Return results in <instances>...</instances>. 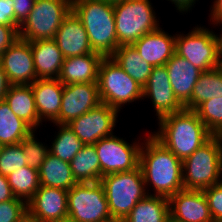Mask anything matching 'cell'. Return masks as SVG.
I'll use <instances>...</instances> for the list:
<instances>
[{"instance_id":"83f0119b","label":"cell","mask_w":222,"mask_h":222,"mask_svg":"<svg viewBox=\"0 0 222 222\" xmlns=\"http://www.w3.org/2000/svg\"><path fill=\"white\" fill-rule=\"evenodd\" d=\"M169 215V198L147 195L136 203L123 222H165Z\"/></svg>"},{"instance_id":"8fae6325","label":"cell","mask_w":222,"mask_h":222,"mask_svg":"<svg viewBox=\"0 0 222 222\" xmlns=\"http://www.w3.org/2000/svg\"><path fill=\"white\" fill-rule=\"evenodd\" d=\"M135 141L130 144L123 138L112 135L94 144L103 176L116 172H128L139 167L140 149L143 142Z\"/></svg>"},{"instance_id":"5bb4252c","label":"cell","mask_w":222,"mask_h":222,"mask_svg":"<svg viewBox=\"0 0 222 222\" xmlns=\"http://www.w3.org/2000/svg\"><path fill=\"white\" fill-rule=\"evenodd\" d=\"M0 64L11 85H30L38 79L29 41L18 38L3 52Z\"/></svg>"},{"instance_id":"30bf717a","label":"cell","mask_w":222,"mask_h":222,"mask_svg":"<svg viewBox=\"0 0 222 222\" xmlns=\"http://www.w3.org/2000/svg\"><path fill=\"white\" fill-rule=\"evenodd\" d=\"M68 219L73 222L113 220L101 182L76 183L67 195Z\"/></svg>"},{"instance_id":"8992f818","label":"cell","mask_w":222,"mask_h":222,"mask_svg":"<svg viewBox=\"0 0 222 222\" xmlns=\"http://www.w3.org/2000/svg\"><path fill=\"white\" fill-rule=\"evenodd\" d=\"M118 47L132 45L160 28L150 0H120L113 3Z\"/></svg>"},{"instance_id":"f546056e","label":"cell","mask_w":222,"mask_h":222,"mask_svg":"<svg viewBox=\"0 0 222 222\" xmlns=\"http://www.w3.org/2000/svg\"><path fill=\"white\" fill-rule=\"evenodd\" d=\"M33 129L17 117L4 100L0 101V144L14 145L20 143Z\"/></svg>"},{"instance_id":"cb8c5ba5","label":"cell","mask_w":222,"mask_h":222,"mask_svg":"<svg viewBox=\"0 0 222 222\" xmlns=\"http://www.w3.org/2000/svg\"><path fill=\"white\" fill-rule=\"evenodd\" d=\"M5 101L12 112L26 122L33 130L42 122L39 119L31 85H11L5 95Z\"/></svg>"},{"instance_id":"836d02e7","label":"cell","mask_w":222,"mask_h":222,"mask_svg":"<svg viewBox=\"0 0 222 222\" xmlns=\"http://www.w3.org/2000/svg\"><path fill=\"white\" fill-rule=\"evenodd\" d=\"M35 133V130H33L20 144L22 145L27 165L39 170L49 153V147L38 141Z\"/></svg>"},{"instance_id":"7a4b0ae2","label":"cell","mask_w":222,"mask_h":222,"mask_svg":"<svg viewBox=\"0 0 222 222\" xmlns=\"http://www.w3.org/2000/svg\"><path fill=\"white\" fill-rule=\"evenodd\" d=\"M158 121V131L150 133L182 161L213 136L194 110L184 108Z\"/></svg>"},{"instance_id":"8d00e7d4","label":"cell","mask_w":222,"mask_h":222,"mask_svg":"<svg viewBox=\"0 0 222 222\" xmlns=\"http://www.w3.org/2000/svg\"><path fill=\"white\" fill-rule=\"evenodd\" d=\"M214 222H222V182L203 190Z\"/></svg>"},{"instance_id":"2e32d148","label":"cell","mask_w":222,"mask_h":222,"mask_svg":"<svg viewBox=\"0 0 222 222\" xmlns=\"http://www.w3.org/2000/svg\"><path fill=\"white\" fill-rule=\"evenodd\" d=\"M144 98L151 99L157 120L184 109L174 95L165 65L153 67L143 87V100Z\"/></svg>"},{"instance_id":"ac0fdd59","label":"cell","mask_w":222,"mask_h":222,"mask_svg":"<svg viewBox=\"0 0 222 222\" xmlns=\"http://www.w3.org/2000/svg\"><path fill=\"white\" fill-rule=\"evenodd\" d=\"M54 40L64 58L93 53L87 32L73 11L63 19Z\"/></svg>"},{"instance_id":"7dc6e473","label":"cell","mask_w":222,"mask_h":222,"mask_svg":"<svg viewBox=\"0 0 222 222\" xmlns=\"http://www.w3.org/2000/svg\"><path fill=\"white\" fill-rule=\"evenodd\" d=\"M165 222H181V221H178V220L174 219L171 215H169L166 218Z\"/></svg>"},{"instance_id":"e0dca14e","label":"cell","mask_w":222,"mask_h":222,"mask_svg":"<svg viewBox=\"0 0 222 222\" xmlns=\"http://www.w3.org/2000/svg\"><path fill=\"white\" fill-rule=\"evenodd\" d=\"M170 215L181 222H214L201 190L183 189L169 198Z\"/></svg>"},{"instance_id":"816d5d0a","label":"cell","mask_w":222,"mask_h":222,"mask_svg":"<svg viewBox=\"0 0 222 222\" xmlns=\"http://www.w3.org/2000/svg\"><path fill=\"white\" fill-rule=\"evenodd\" d=\"M107 222H123V221H119V220H109Z\"/></svg>"},{"instance_id":"f1b7e54d","label":"cell","mask_w":222,"mask_h":222,"mask_svg":"<svg viewBox=\"0 0 222 222\" xmlns=\"http://www.w3.org/2000/svg\"><path fill=\"white\" fill-rule=\"evenodd\" d=\"M219 97H222V69L220 67L201 73L193 88L191 99L184 108L195 110L204 101Z\"/></svg>"},{"instance_id":"d6a6232c","label":"cell","mask_w":222,"mask_h":222,"mask_svg":"<svg viewBox=\"0 0 222 222\" xmlns=\"http://www.w3.org/2000/svg\"><path fill=\"white\" fill-rule=\"evenodd\" d=\"M194 111L213 135L222 136V97L206 100Z\"/></svg>"},{"instance_id":"4fadbf2b","label":"cell","mask_w":222,"mask_h":222,"mask_svg":"<svg viewBox=\"0 0 222 222\" xmlns=\"http://www.w3.org/2000/svg\"><path fill=\"white\" fill-rule=\"evenodd\" d=\"M100 103L97 82L64 85L59 117L53 124H68Z\"/></svg>"},{"instance_id":"f6af8a7d","label":"cell","mask_w":222,"mask_h":222,"mask_svg":"<svg viewBox=\"0 0 222 222\" xmlns=\"http://www.w3.org/2000/svg\"><path fill=\"white\" fill-rule=\"evenodd\" d=\"M218 24H219V26H220V25L222 26V17L219 18V19L214 23V25H216V26H218ZM221 31H222V30H221ZM216 37H217V40H218V44H219L220 51H222V32H221L220 35H219V34H216Z\"/></svg>"},{"instance_id":"9c48e42d","label":"cell","mask_w":222,"mask_h":222,"mask_svg":"<svg viewBox=\"0 0 222 222\" xmlns=\"http://www.w3.org/2000/svg\"><path fill=\"white\" fill-rule=\"evenodd\" d=\"M175 53L202 72L220 67V48L216 33L197 25L189 33L176 34Z\"/></svg>"},{"instance_id":"5b68a950","label":"cell","mask_w":222,"mask_h":222,"mask_svg":"<svg viewBox=\"0 0 222 222\" xmlns=\"http://www.w3.org/2000/svg\"><path fill=\"white\" fill-rule=\"evenodd\" d=\"M100 182L113 220L124 221L136 203L148 195L140 166L132 171L104 175Z\"/></svg>"},{"instance_id":"bcb514c9","label":"cell","mask_w":222,"mask_h":222,"mask_svg":"<svg viewBox=\"0 0 222 222\" xmlns=\"http://www.w3.org/2000/svg\"><path fill=\"white\" fill-rule=\"evenodd\" d=\"M21 222H41L35 218H32L31 216H29L28 214L22 219Z\"/></svg>"},{"instance_id":"44dd1931","label":"cell","mask_w":222,"mask_h":222,"mask_svg":"<svg viewBox=\"0 0 222 222\" xmlns=\"http://www.w3.org/2000/svg\"><path fill=\"white\" fill-rule=\"evenodd\" d=\"M30 85L40 121L53 123L59 117L64 85L58 79H37Z\"/></svg>"},{"instance_id":"d6986e66","label":"cell","mask_w":222,"mask_h":222,"mask_svg":"<svg viewBox=\"0 0 222 222\" xmlns=\"http://www.w3.org/2000/svg\"><path fill=\"white\" fill-rule=\"evenodd\" d=\"M175 37L169 35L161 27L151 33L145 34L132 45L143 60L153 67L164 66L175 54Z\"/></svg>"},{"instance_id":"52a82bcc","label":"cell","mask_w":222,"mask_h":222,"mask_svg":"<svg viewBox=\"0 0 222 222\" xmlns=\"http://www.w3.org/2000/svg\"><path fill=\"white\" fill-rule=\"evenodd\" d=\"M97 84L101 102L119 112L127 103L143 99V87L111 57L100 62Z\"/></svg>"},{"instance_id":"f907efd6","label":"cell","mask_w":222,"mask_h":222,"mask_svg":"<svg viewBox=\"0 0 222 222\" xmlns=\"http://www.w3.org/2000/svg\"><path fill=\"white\" fill-rule=\"evenodd\" d=\"M57 222H73V221H71V220H69V219H66V220H63V221H57Z\"/></svg>"},{"instance_id":"c3c4849f","label":"cell","mask_w":222,"mask_h":222,"mask_svg":"<svg viewBox=\"0 0 222 222\" xmlns=\"http://www.w3.org/2000/svg\"><path fill=\"white\" fill-rule=\"evenodd\" d=\"M220 68L222 69V51L220 53Z\"/></svg>"},{"instance_id":"60d3db41","label":"cell","mask_w":222,"mask_h":222,"mask_svg":"<svg viewBox=\"0 0 222 222\" xmlns=\"http://www.w3.org/2000/svg\"><path fill=\"white\" fill-rule=\"evenodd\" d=\"M14 198L15 196L10 184L8 183L7 177L0 174V203Z\"/></svg>"},{"instance_id":"3957f363","label":"cell","mask_w":222,"mask_h":222,"mask_svg":"<svg viewBox=\"0 0 222 222\" xmlns=\"http://www.w3.org/2000/svg\"><path fill=\"white\" fill-rule=\"evenodd\" d=\"M72 11L81 20L93 52L111 57L118 48L113 3L72 0Z\"/></svg>"},{"instance_id":"1f68e13d","label":"cell","mask_w":222,"mask_h":222,"mask_svg":"<svg viewBox=\"0 0 222 222\" xmlns=\"http://www.w3.org/2000/svg\"><path fill=\"white\" fill-rule=\"evenodd\" d=\"M59 129L55 139L51 142L49 152L63 161L69 162L84 146L83 142L67 126V124H55Z\"/></svg>"},{"instance_id":"f35d334b","label":"cell","mask_w":222,"mask_h":222,"mask_svg":"<svg viewBox=\"0 0 222 222\" xmlns=\"http://www.w3.org/2000/svg\"><path fill=\"white\" fill-rule=\"evenodd\" d=\"M0 25L18 26L20 23L15 19L12 0H0Z\"/></svg>"},{"instance_id":"ba28073f","label":"cell","mask_w":222,"mask_h":222,"mask_svg":"<svg viewBox=\"0 0 222 222\" xmlns=\"http://www.w3.org/2000/svg\"><path fill=\"white\" fill-rule=\"evenodd\" d=\"M72 11V0H35L19 27V38L32 42L54 39L63 19Z\"/></svg>"},{"instance_id":"ee69618b","label":"cell","mask_w":222,"mask_h":222,"mask_svg":"<svg viewBox=\"0 0 222 222\" xmlns=\"http://www.w3.org/2000/svg\"><path fill=\"white\" fill-rule=\"evenodd\" d=\"M210 10V21H212V24H214L219 18L222 17V0H215Z\"/></svg>"},{"instance_id":"ab89813d","label":"cell","mask_w":222,"mask_h":222,"mask_svg":"<svg viewBox=\"0 0 222 222\" xmlns=\"http://www.w3.org/2000/svg\"><path fill=\"white\" fill-rule=\"evenodd\" d=\"M15 19L22 24L33 9L35 0H12Z\"/></svg>"},{"instance_id":"d590c367","label":"cell","mask_w":222,"mask_h":222,"mask_svg":"<svg viewBox=\"0 0 222 222\" xmlns=\"http://www.w3.org/2000/svg\"><path fill=\"white\" fill-rule=\"evenodd\" d=\"M27 215V203L19 198L0 203V222H21Z\"/></svg>"},{"instance_id":"7bdbcfd3","label":"cell","mask_w":222,"mask_h":222,"mask_svg":"<svg viewBox=\"0 0 222 222\" xmlns=\"http://www.w3.org/2000/svg\"><path fill=\"white\" fill-rule=\"evenodd\" d=\"M167 1H171L172 4L175 5V8H177V11H179L180 13L182 12L184 14V12H190V10L192 9V7H194L193 5L196 3V1L199 0H167Z\"/></svg>"},{"instance_id":"681fc988","label":"cell","mask_w":222,"mask_h":222,"mask_svg":"<svg viewBox=\"0 0 222 222\" xmlns=\"http://www.w3.org/2000/svg\"><path fill=\"white\" fill-rule=\"evenodd\" d=\"M103 1H108V2H111V3H115V2L120 1V0H103Z\"/></svg>"},{"instance_id":"4dcf8cb0","label":"cell","mask_w":222,"mask_h":222,"mask_svg":"<svg viewBox=\"0 0 222 222\" xmlns=\"http://www.w3.org/2000/svg\"><path fill=\"white\" fill-rule=\"evenodd\" d=\"M7 179L14 196L24 200L26 203L40 188L39 170L28 165L12 172Z\"/></svg>"},{"instance_id":"d4e9b609","label":"cell","mask_w":222,"mask_h":222,"mask_svg":"<svg viewBox=\"0 0 222 222\" xmlns=\"http://www.w3.org/2000/svg\"><path fill=\"white\" fill-rule=\"evenodd\" d=\"M40 186L70 190L77 182L73 177L70 163L48 153L39 169Z\"/></svg>"},{"instance_id":"74e56055","label":"cell","mask_w":222,"mask_h":222,"mask_svg":"<svg viewBox=\"0 0 222 222\" xmlns=\"http://www.w3.org/2000/svg\"><path fill=\"white\" fill-rule=\"evenodd\" d=\"M19 38L18 26L0 25V59L3 52Z\"/></svg>"},{"instance_id":"9a60e30c","label":"cell","mask_w":222,"mask_h":222,"mask_svg":"<svg viewBox=\"0 0 222 222\" xmlns=\"http://www.w3.org/2000/svg\"><path fill=\"white\" fill-rule=\"evenodd\" d=\"M68 191L40 186L27 202V214L41 222H57L68 219Z\"/></svg>"},{"instance_id":"603a6c76","label":"cell","mask_w":222,"mask_h":222,"mask_svg":"<svg viewBox=\"0 0 222 222\" xmlns=\"http://www.w3.org/2000/svg\"><path fill=\"white\" fill-rule=\"evenodd\" d=\"M38 79H58L64 57L54 39L30 42Z\"/></svg>"},{"instance_id":"484cf974","label":"cell","mask_w":222,"mask_h":222,"mask_svg":"<svg viewBox=\"0 0 222 222\" xmlns=\"http://www.w3.org/2000/svg\"><path fill=\"white\" fill-rule=\"evenodd\" d=\"M111 58L137 83L144 87L153 66L142 59L133 45L119 46Z\"/></svg>"},{"instance_id":"7c38bea8","label":"cell","mask_w":222,"mask_h":222,"mask_svg":"<svg viewBox=\"0 0 222 222\" xmlns=\"http://www.w3.org/2000/svg\"><path fill=\"white\" fill-rule=\"evenodd\" d=\"M117 109L100 103L83 115L71 120L67 126L83 142L84 145H94L102 138L114 135L118 118Z\"/></svg>"},{"instance_id":"4316f807","label":"cell","mask_w":222,"mask_h":222,"mask_svg":"<svg viewBox=\"0 0 222 222\" xmlns=\"http://www.w3.org/2000/svg\"><path fill=\"white\" fill-rule=\"evenodd\" d=\"M70 167L77 183L99 182L103 177L94 145H84L70 161Z\"/></svg>"},{"instance_id":"277c9868","label":"cell","mask_w":222,"mask_h":222,"mask_svg":"<svg viewBox=\"0 0 222 222\" xmlns=\"http://www.w3.org/2000/svg\"><path fill=\"white\" fill-rule=\"evenodd\" d=\"M182 167L184 189L203 191L212 185L221 183L222 136L213 135L182 161Z\"/></svg>"},{"instance_id":"b9f144b4","label":"cell","mask_w":222,"mask_h":222,"mask_svg":"<svg viewBox=\"0 0 222 222\" xmlns=\"http://www.w3.org/2000/svg\"><path fill=\"white\" fill-rule=\"evenodd\" d=\"M11 83L9 82L6 72L3 70L2 65L0 64V101L5 99L8 89L10 88Z\"/></svg>"},{"instance_id":"e575fe53","label":"cell","mask_w":222,"mask_h":222,"mask_svg":"<svg viewBox=\"0 0 222 222\" xmlns=\"http://www.w3.org/2000/svg\"><path fill=\"white\" fill-rule=\"evenodd\" d=\"M26 165V158L20 143L2 146L0 152L1 175L8 177L12 172Z\"/></svg>"},{"instance_id":"ffe728a7","label":"cell","mask_w":222,"mask_h":222,"mask_svg":"<svg viewBox=\"0 0 222 222\" xmlns=\"http://www.w3.org/2000/svg\"><path fill=\"white\" fill-rule=\"evenodd\" d=\"M175 97L184 106L192 96L202 71L176 53L165 64Z\"/></svg>"},{"instance_id":"6da1fadb","label":"cell","mask_w":222,"mask_h":222,"mask_svg":"<svg viewBox=\"0 0 222 222\" xmlns=\"http://www.w3.org/2000/svg\"><path fill=\"white\" fill-rule=\"evenodd\" d=\"M142 143L140 163L148 195L170 198L184 189L182 160L159 142L151 133ZM153 187L154 194L148 191ZM149 186V187H148Z\"/></svg>"},{"instance_id":"7402d4cb","label":"cell","mask_w":222,"mask_h":222,"mask_svg":"<svg viewBox=\"0 0 222 222\" xmlns=\"http://www.w3.org/2000/svg\"><path fill=\"white\" fill-rule=\"evenodd\" d=\"M103 58L96 52L64 58L58 80L63 85L97 82L99 65Z\"/></svg>"}]
</instances>
